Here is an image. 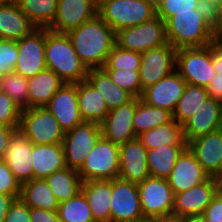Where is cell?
<instances>
[{"instance_id": "57", "label": "cell", "mask_w": 222, "mask_h": 222, "mask_svg": "<svg viewBox=\"0 0 222 222\" xmlns=\"http://www.w3.org/2000/svg\"><path fill=\"white\" fill-rule=\"evenodd\" d=\"M215 31H222V8L220 9V22Z\"/></svg>"}, {"instance_id": "47", "label": "cell", "mask_w": 222, "mask_h": 222, "mask_svg": "<svg viewBox=\"0 0 222 222\" xmlns=\"http://www.w3.org/2000/svg\"><path fill=\"white\" fill-rule=\"evenodd\" d=\"M207 222H222V191L219 190L211 199L203 213Z\"/></svg>"}, {"instance_id": "48", "label": "cell", "mask_w": 222, "mask_h": 222, "mask_svg": "<svg viewBox=\"0 0 222 222\" xmlns=\"http://www.w3.org/2000/svg\"><path fill=\"white\" fill-rule=\"evenodd\" d=\"M31 222H60L57 211L30 208Z\"/></svg>"}, {"instance_id": "46", "label": "cell", "mask_w": 222, "mask_h": 222, "mask_svg": "<svg viewBox=\"0 0 222 222\" xmlns=\"http://www.w3.org/2000/svg\"><path fill=\"white\" fill-rule=\"evenodd\" d=\"M196 10L201 16L216 29L220 22V10L208 0H198Z\"/></svg>"}, {"instance_id": "43", "label": "cell", "mask_w": 222, "mask_h": 222, "mask_svg": "<svg viewBox=\"0 0 222 222\" xmlns=\"http://www.w3.org/2000/svg\"><path fill=\"white\" fill-rule=\"evenodd\" d=\"M17 58V41L0 39V76L14 72Z\"/></svg>"}, {"instance_id": "26", "label": "cell", "mask_w": 222, "mask_h": 222, "mask_svg": "<svg viewBox=\"0 0 222 222\" xmlns=\"http://www.w3.org/2000/svg\"><path fill=\"white\" fill-rule=\"evenodd\" d=\"M32 161L33 179H45L67 167L62 144L33 145Z\"/></svg>"}, {"instance_id": "41", "label": "cell", "mask_w": 222, "mask_h": 222, "mask_svg": "<svg viewBox=\"0 0 222 222\" xmlns=\"http://www.w3.org/2000/svg\"><path fill=\"white\" fill-rule=\"evenodd\" d=\"M21 110L7 93L0 91V124L19 128Z\"/></svg>"}, {"instance_id": "56", "label": "cell", "mask_w": 222, "mask_h": 222, "mask_svg": "<svg viewBox=\"0 0 222 222\" xmlns=\"http://www.w3.org/2000/svg\"><path fill=\"white\" fill-rule=\"evenodd\" d=\"M208 1L212 3L219 10L222 8V0H208Z\"/></svg>"}, {"instance_id": "50", "label": "cell", "mask_w": 222, "mask_h": 222, "mask_svg": "<svg viewBox=\"0 0 222 222\" xmlns=\"http://www.w3.org/2000/svg\"><path fill=\"white\" fill-rule=\"evenodd\" d=\"M206 89L209 97L222 101V74H215Z\"/></svg>"}, {"instance_id": "52", "label": "cell", "mask_w": 222, "mask_h": 222, "mask_svg": "<svg viewBox=\"0 0 222 222\" xmlns=\"http://www.w3.org/2000/svg\"><path fill=\"white\" fill-rule=\"evenodd\" d=\"M16 199L13 195L0 194V222H5L8 210Z\"/></svg>"}, {"instance_id": "30", "label": "cell", "mask_w": 222, "mask_h": 222, "mask_svg": "<svg viewBox=\"0 0 222 222\" xmlns=\"http://www.w3.org/2000/svg\"><path fill=\"white\" fill-rule=\"evenodd\" d=\"M137 138L147 150L166 145L187 146L182 125L177 123L174 119L167 124L141 133Z\"/></svg>"}, {"instance_id": "34", "label": "cell", "mask_w": 222, "mask_h": 222, "mask_svg": "<svg viewBox=\"0 0 222 222\" xmlns=\"http://www.w3.org/2000/svg\"><path fill=\"white\" fill-rule=\"evenodd\" d=\"M172 120V113L164 108L148 105L140 98L134 112L133 126L136 136L160 125L167 124Z\"/></svg>"}, {"instance_id": "15", "label": "cell", "mask_w": 222, "mask_h": 222, "mask_svg": "<svg viewBox=\"0 0 222 222\" xmlns=\"http://www.w3.org/2000/svg\"><path fill=\"white\" fill-rule=\"evenodd\" d=\"M219 191L214 177L190 188L187 191L176 193L174 198L173 218L200 215L210 204L211 199Z\"/></svg>"}, {"instance_id": "4", "label": "cell", "mask_w": 222, "mask_h": 222, "mask_svg": "<svg viewBox=\"0 0 222 222\" xmlns=\"http://www.w3.org/2000/svg\"><path fill=\"white\" fill-rule=\"evenodd\" d=\"M98 15L117 32L156 17V5L149 0H107L98 7Z\"/></svg>"}, {"instance_id": "49", "label": "cell", "mask_w": 222, "mask_h": 222, "mask_svg": "<svg viewBox=\"0 0 222 222\" xmlns=\"http://www.w3.org/2000/svg\"><path fill=\"white\" fill-rule=\"evenodd\" d=\"M212 63H222V31H215L211 43Z\"/></svg>"}, {"instance_id": "22", "label": "cell", "mask_w": 222, "mask_h": 222, "mask_svg": "<svg viewBox=\"0 0 222 222\" xmlns=\"http://www.w3.org/2000/svg\"><path fill=\"white\" fill-rule=\"evenodd\" d=\"M201 167L214 177L222 166V128L187 142Z\"/></svg>"}, {"instance_id": "13", "label": "cell", "mask_w": 222, "mask_h": 222, "mask_svg": "<svg viewBox=\"0 0 222 222\" xmlns=\"http://www.w3.org/2000/svg\"><path fill=\"white\" fill-rule=\"evenodd\" d=\"M176 50L167 43L141 53L139 75L142 92L175 70Z\"/></svg>"}, {"instance_id": "40", "label": "cell", "mask_w": 222, "mask_h": 222, "mask_svg": "<svg viewBox=\"0 0 222 222\" xmlns=\"http://www.w3.org/2000/svg\"><path fill=\"white\" fill-rule=\"evenodd\" d=\"M112 81L129 92L134 98L142 95V85L139 70L104 69Z\"/></svg>"}, {"instance_id": "61", "label": "cell", "mask_w": 222, "mask_h": 222, "mask_svg": "<svg viewBox=\"0 0 222 222\" xmlns=\"http://www.w3.org/2000/svg\"><path fill=\"white\" fill-rule=\"evenodd\" d=\"M105 1H107V0H96L97 7H99Z\"/></svg>"}, {"instance_id": "9", "label": "cell", "mask_w": 222, "mask_h": 222, "mask_svg": "<svg viewBox=\"0 0 222 222\" xmlns=\"http://www.w3.org/2000/svg\"><path fill=\"white\" fill-rule=\"evenodd\" d=\"M116 45L124 50L145 52L168 43L165 21L161 17L116 32Z\"/></svg>"}, {"instance_id": "11", "label": "cell", "mask_w": 222, "mask_h": 222, "mask_svg": "<svg viewBox=\"0 0 222 222\" xmlns=\"http://www.w3.org/2000/svg\"><path fill=\"white\" fill-rule=\"evenodd\" d=\"M144 219L137 184L112 179L110 222H135Z\"/></svg>"}, {"instance_id": "19", "label": "cell", "mask_w": 222, "mask_h": 222, "mask_svg": "<svg viewBox=\"0 0 222 222\" xmlns=\"http://www.w3.org/2000/svg\"><path fill=\"white\" fill-rule=\"evenodd\" d=\"M138 98L110 110L101 124L102 135L109 141L121 145L136 138L133 126Z\"/></svg>"}, {"instance_id": "36", "label": "cell", "mask_w": 222, "mask_h": 222, "mask_svg": "<svg viewBox=\"0 0 222 222\" xmlns=\"http://www.w3.org/2000/svg\"><path fill=\"white\" fill-rule=\"evenodd\" d=\"M16 2L37 28H48L57 13L58 0H16Z\"/></svg>"}, {"instance_id": "58", "label": "cell", "mask_w": 222, "mask_h": 222, "mask_svg": "<svg viewBox=\"0 0 222 222\" xmlns=\"http://www.w3.org/2000/svg\"><path fill=\"white\" fill-rule=\"evenodd\" d=\"M156 222H177L174 218L156 220Z\"/></svg>"}, {"instance_id": "10", "label": "cell", "mask_w": 222, "mask_h": 222, "mask_svg": "<svg viewBox=\"0 0 222 222\" xmlns=\"http://www.w3.org/2000/svg\"><path fill=\"white\" fill-rule=\"evenodd\" d=\"M101 136V125L94 122L83 121L65 132L62 146L66 166L78 171Z\"/></svg>"}, {"instance_id": "59", "label": "cell", "mask_w": 222, "mask_h": 222, "mask_svg": "<svg viewBox=\"0 0 222 222\" xmlns=\"http://www.w3.org/2000/svg\"><path fill=\"white\" fill-rule=\"evenodd\" d=\"M135 222H156V219H148V218H144V219H142V220L135 221Z\"/></svg>"}, {"instance_id": "53", "label": "cell", "mask_w": 222, "mask_h": 222, "mask_svg": "<svg viewBox=\"0 0 222 222\" xmlns=\"http://www.w3.org/2000/svg\"><path fill=\"white\" fill-rule=\"evenodd\" d=\"M177 222H207L203 214L186 216L183 218H174Z\"/></svg>"}, {"instance_id": "39", "label": "cell", "mask_w": 222, "mask_h": 222, "mask_svg": "<svg viewBox=\"0 0 222 222\" xmlns=\"http://www.w3.org/2000/svg\"><path fill=\"white\" fill-rule=\"evenodd\" d=\"M141 53L124 50L117 45L108 54L103 69L139 70Z\"/></svg>"}, {"instance_id": "28", "label": "cell", "mask_w": 222, "mask_h": 222, "mask_svg": "<svg viewBox=\"0 0 222 222\" xmlns=\"http://www.w3.org/2000/svg\"><path fill=\"white\" fill-rule=\"evenodd\" d=\"M63 84L59 76L50 69L28 78L29 108L46 106Z\"/></svg>"}, {"instance_id": "23", "label": "cell", "mask_w": 222, "mask_h": 222, "mask_svg": "<svg viewBox=\"0 0 222 222\" xmlns=\"http://www.w3.org/2000/svg\"><path fill=\"white\" fill-rule=\"evenodd\" d=\"M210 175L186 148L176 160L171 175L167 178L174 194L184 192L206 181Z\"/></svg>"}, {"instance_id": "29", "label": "cell", "mask_w": 222, "mask_h": 222, "mask_svg": "<svg viewBox=\"0 0 222 222\" xmlns=\"http://www.w3.org/2000/svg\"><path fill=\"white\" fill-rule=\"evenodd\" d=\"M86 79L103 96L109 111L134 98L129 92L116 85L103 68L89 69Z\"/></svg>"}, {"instance_id": "44", "label": "cell", "mask_w": 222, "mask_h": 222, "mask_svg": "<svg viewBox=\"0 0 222 222\" xmlns=\"http://www.w3.org/2000/svg\"><path fill=\"white\" fill-rule=\"evenodd\" d=\"M21 184L15 178L12 171L4 160L0 161V194L13 195L17 199L20 197Z\"/></svg>"}, {"instance_id": "17", "label": "cell", "mask_w": 222, "mask_h": 222, "mask_svg": "<svg viewBox=\"0 0 222 222\" xmlns=\"http://www.w3.org/2000/svg\"><path fill=\"white\" fill-rule=\"evenodd\" d=\"M148 150L136 137L119 145L118 177L139 184L150 176L147 163Z\"/></svg>"}, {"instance_id": "35", "label": "cell", "mask_w": 222, "mask_h": 222, "mask_svg": "<svg viewBox=\"0 0 222 222\" xmlns=\"http://www.w3.org/2000/svg\"><path fill=\"white\" fill-rule=\"evenodd\" d=\"M209 98L205 87L186 84L183 95L178 100L172 113V119L181 125L201 107V104Z\"/></svg>"}, {"instance_id": "31", "label": "cell", "mask_w": 222, "mask_h": 222, "mask_svg": "<svg viewBox=\"0 0 222 222\" xmlns=\"http://www.w3.org/2000/svg\"><path fill=\"white\" fill-rule=\"evenodd\" d=\"M19 198L29 208L57 211L60 204L45 179H32L22 184Z\"/></svg>"}, {"instance_id": "20", "label": "cell", "mask_w": 222, "mask_h": 222, "mask_svg": "<svg viewBox=\"0 0 222 222\" xmlns=\"http://www.w3.org/2000/svg\"><path fill=\"white\" fill-rule=\"evenodd\" d=\"M186 142L222 128V101L207 98L201 107L183 124Z\"/></svg>"}, {"instance_id": "60", "label": "cell", "mask_w": 222, "mask_h": 222, "mask_svg": "<svg viewBox=\"0 0 222 222\" xmlns=\"http://www.w3.org/2000/svg\"><path fill=\"white\" fill-rule=\"evenodd\" d=\"M15 0H0V5L1 4H7V3H10V2H13Z\"/></svg>"}, {"instance_id": "33", "label": "cell", "mask_w": 222, "mask_h": 222, "mask_svg": "<svg viewBox=\"0 0 222 222\" xmlns=\"http://www.w3.org/2000/svg\"><path fill=\"white\" fill-rule=\"evenodd\" d=\"M45 180L59 203L65 202L81 192L82 180L77 170L68 167L59 169Z\"/></svg>"}, {"instance_id": "5", "label": "cell", "mask_w": 222, "mask_h": 222, "mask_svg": "<svg viewBox=\"0 0 222 222\" xmlns=\"http://www.w3.org/2000/svg\"><path fill=\"white\" fill-rule=\"evenodd\" d=\"M19 130L33 145L62 144L65 136L46 106L22 109Z\"/></svg>"}, {"instance_id": "7", "label": "cell", "mask_w": 222, "mask_h": 222, "mask_svg": "<svg viewBox=\"0 0 222 222\" xmlns=\"http://www.w3.org/2000/svg\"><path fill=\"white\" fill-rule=\"evenodd\" d=\"M82 182L112 180L119 175V145L103 135L78 170Z\"/></svg>"}, {"instance_id": "54", "label": "cell", "mask_w": 222, "mask_h": 222, "mask_svg": "<svg viewBox=\"0 0 222 222\" xmlns=\"http://www.w3.org/2000/svg\"><path fill=\"white\" fill-rule=\"evenodd\" d=\"M214 179L217 182L219 190H221L222 189V166L220 170L218 171V173L214 176Z\"/></svg>"}, {"instance_id": "21", "label": "cell", "mask_w": 222, "mask_h": 222, "mask_svg": "<svg viewBox=\"0 0 222 222\" xmlns=\"http://www.w3.org/2000/svg\"><path fill=\"white\" fill-rule=\"evenodd\" d=\"M32 150L33 144L17 129L9 139L3 160L21 185L33 179Z\"/></svg>"}, {"instance_id": "6", "label": "cell", "mask_w": 222, "mask_h": 222, "mask_svg": "<svg viewBox=\"0 0 222 222\" xmlns=\"http://www.w3.org/2000/svg\"><path fill=\"white\" fill-rule=\"evenodd\" d=\"M137 187L144 218H173L175 194L166 178L148 176Z\"/></svg>"}, {"instance_id": "27", "label": "cell", "mask_w": 222, "mask_h": 222, "mask_svg": "<svg viewBox=\"0 0 222 222\" xmlns=\"http://www.w3.org/2000/svg\"><path fill=\"white\" fill-rule=\"evenodd\" d=\"M77 94L82 120L101 125L109 110L100 92L86 79L77 83Z\"/></svg>"}, {"instance_id": "12", "label": "cell", "mask_w": 222, "mask_h": 222, "mask_svg": "<svg viewBox=\"0 0 222 222\" xmlns=\"http://www.w3.org/2000/svg\"><path fill=\"white\" fill-rule=\"evenodd\" d=\"M46 28H37L18 43V58L14 71L30 78L47 69L45 61Z\"/></svg>"}, {"instance_id": "25", "label": "cell", "mask_w": 222, "mask_h": 222, "mask_svg": "<svg viewBox=\"0 0 222 222\" xmlns=\"http://www.w3.org/2000/svg\"><path fill=\"white\" fill-rule=\"evenodd\" d=\"M81 191L87 198L95 222H110L112 180L82 182Z\"/></svg>"}, {"instance_id": "3", "label": "cell", "mask_w": 222, "mask_h": 222, "mask_svg": "<svg viewBox=\"0 0 222 222\" xmlns=\"http://www.w3.org/2000/svg\"><path fill=\"white\" fill-rule=\"evenodd\" d=\"M165 29L168 43L176 49L208 46L215 32L196 9L174 12L165 21Z\"/></svg>"}, {"instance_id": "51", "label": "cell", "mask_w": 222, "mask_h": 222, "mask_svg": "<svg viewBox=\"0 0 222 222\" xmlns=\"http://www.w3.org/2000/svg\"><path fill=\"white\" fill-rule=\"evenodd\" d=\"M19 128H10L0 124V161L3 160L11 135Z\"/></svg>"}, {"instance_id": "45", "label": "cell", "mask_w": 222, "mask_h": 222, "mask_svg": "<svg viewBox=\"0 0 222 222\" xmlns=\"http://www.w3.org/2000/svg\"><path fill=\"white\" fill-rule=\"evenodd\" d=\"M5 222H31L30 208L20 198L16 199L8 210Z\"/></svg>"}, {"instance_id": "18", "label": "cell", "mask_w": 222, "mask_h": 222, "mask_svg": "<svg viewBox=\"0 0 222 222\" xmlns=\"http://www.w3.org/2000/svg\"><path fill=\"white\" fill-rule=\"evenodd\" d=\"M46 107L64 132L83 122L78 106L77 83H64Z\"/></svg>"}, {"instance_id": "42", "label": "cell", "mask_w": 222, "mask_h": 222, "mask_svg": "<svg viewBox=\"0 0 222 222\" xmlns=\"http://www.w3.org/2000/svg\"><path fill=\"white\" fill-rule=\"evenodd\" d=\"M198 0H160L156 4V16L164 21L174 16V12H193Z\"/></svg>"}, {"instance_id": "14", "label": "cell", "mask_w": 222, "mask_h": 222, "mask_svg": "<svg viewBox=\"0 0 222 222\" xmlns=\"http://www.w3.org/2000/svg\"><path fill=\"white\" fill-rule=\"evenodd\" d=\"M98 14L94 0H58L57 13L47 28L56 33H68Z\"/></svg>"}, {"instance_id": "1", "label": "cell", "mask_w": 222, "mask_h": 222, "mask_svg": "<svg viewBox=\"0 0 222 222\" xmlns=\"http://www.w3.org/2000/svg\"><path fill=\"white\" fill-rule=\"evenodd\" d=\"M66 34L88 70L103 68L108 54L116 45V32L98 14Z\"/></svg>"}, {"instance_id": "2", "label": "cell", "mask_w": 222, "mask_h": 222, "mask_svg": "<svg viewBox=\"0 0 222 222\" xmlns=\"http://www.w3.org/2000/svg\"><path fill=\"white\" fill-rule=\"evenodd\" d=\"M45 61L64 83L86 80L88 69L81 62L66 33H56L46 28Z\"/></svg>"}, {"instance_id": "37", "label": "cell", "mask_w": 222, "mask_h": 222, "mask_svg": "<svg viewBox=\"0 0 222 222\" xmlns=\"http://www.w3.org/2000/svg\"><path fill=\"white\" fill-rule=\"evenodd\" d=\"M57 213L60 222H95L87 198L82 191L60 203Z\"/></svg>"}, {"instance_id": "24", "label": "cell", "mask_w": 222, "mask_h": 222, "mask_svg": "<svg viewBox=\"0 0 222 222\" xmlns=\"http://www.w3.org/2000/svg\"><path fill=\"white\" fill-rule=\"evenodd\" d=\"M37 29L15 1L0 5V39L20 41Z\"/></svg>"}, {"instance_id": "32", "label": "cell", "mask_w": 222, "mask_h": 222, "mask_svg": "<svg viewBox=\"0 0 222 222\" xmlns=\"http://www.w3.org/2000/svg\"><path fill=\"white\" fill-rule=\"evenodd\" d=\"M187 146H159L147 152L148 171L150 176L168 178L176 160Z\"/></svg>"}, {"instance_id": "38", "label": "cell", "mask_w": 222, "mask_h": 222, "mask_svg": "<svg viewBox=\"0 0 222 222\" xmlns=\"http://www.w3.org/2000/svg\"><path fill=\"white\" fill-rule=\"evenodd\" d=\"M0 91L7 93L19 108H29L28 78L15 71L0 76Z\"/></svg>"}, {"instance_id": "8", "label": "cell", "mask_w": 222, "mask_h": 222, "mask_svg": "<svg viewBox=\"0 0 222 222\" xmlns=\"http://www.w3.org/2000/svg\"><path fill=\"white\" fill-rule=\"evenodd\" d=\"M175 69L188 84L206 88L216 73L211 46L177 49Z\"/></svg>"}, {"instance_id": "55", "label": "cell", "mask_w": 222, "mask_h": 222, "mask_svg": "<svg viewBox=\"0 0 222 222\" xmlns=\"http://www.w3.org/2000/svg\"><path fill=\"white\" fill-rule=\"evenodd\" d=\"M215 74H222V63H213Z\"/></svg>"}, {"instance_id": "16", "label": "cell", "mask_w": 222, "mask_h": 222, "mask_svg": "<svg viewBox=\"0 0 222 222\" xmlns=\"http://www.w3.org/2000/svg\"><path fill=\"white\" fill-rule=\"evenodd\" d=\"M186 84L187 82L175 69L156 84L144 89L140 99L148 105L164 108L173 113Z\"/></svg>"}, {"instance_id": "62", "label": "cell", "mask_w": 222, "mask_h": 222, "mask_svg": "<svg viewBox=\"0 0 222 222\" xmlns=\"http://www.w3.org/2000/svg\"><path fill=\"white\" fill-rule=\"evenodd\" d=\"M149 1L153 2L156 5L160 0H149Z\"/></svg>"}]
</instances>
